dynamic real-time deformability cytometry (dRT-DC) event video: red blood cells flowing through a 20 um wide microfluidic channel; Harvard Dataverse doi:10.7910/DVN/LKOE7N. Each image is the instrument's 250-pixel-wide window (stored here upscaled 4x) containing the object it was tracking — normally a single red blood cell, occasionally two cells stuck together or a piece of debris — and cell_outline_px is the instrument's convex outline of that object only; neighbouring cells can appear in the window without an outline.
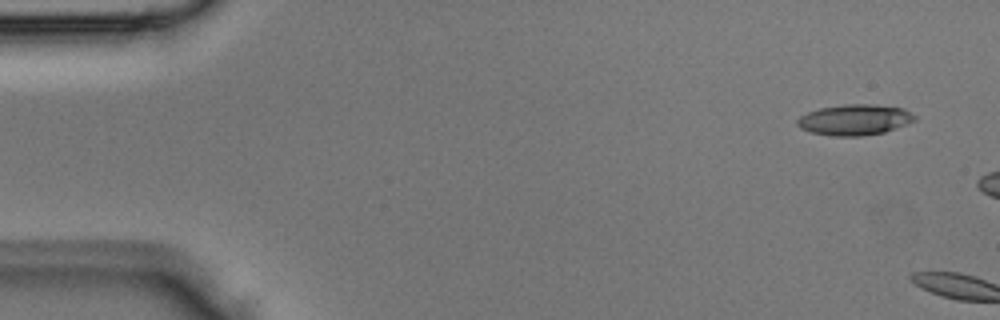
{"species": "Egyptian fruit bat (a non-hibernating species)", "species_latin": "Rousettus aegyptiacus", "temperature_condition": "room temperature", "stored_images_in_passage": 2, "camera_frame_rate_fps": 3000, "um_per_image_px": 0.085, "animal": {"sex": "male"}, "frame": {"image": 1, "passage_image": 1, "time_ms": 0.0, "image_size_px": [1000, 320], "cell_outline_px": [[916, 120], [884, 132], [860, 136], [832, 136], [812, 132], [800, 128], [796, 124], [796, 120], [800, 116], [808, 112], [820, 108], [844, 104], [872, 104], [904, 108], [916, 116]], "centroid_in_image_um": [72.63, 10.17], "position_along_channel_um": 12.4, "area_um2": 20.98}}